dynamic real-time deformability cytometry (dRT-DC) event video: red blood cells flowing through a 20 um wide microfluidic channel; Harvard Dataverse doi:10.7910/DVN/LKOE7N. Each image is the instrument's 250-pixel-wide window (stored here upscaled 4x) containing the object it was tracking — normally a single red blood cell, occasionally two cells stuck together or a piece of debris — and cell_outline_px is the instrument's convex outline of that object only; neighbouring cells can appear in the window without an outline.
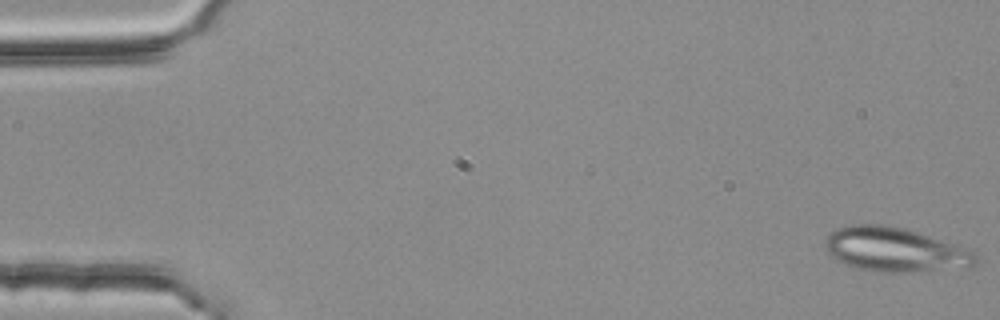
{"species": "common noctule bat (a hibernating species)", "species_latin": "Nyctalus noctula", "temperature_condition": "room temperature", "stored_images_in_passage": 5, "camera_frame_rate_fps": 3000, "um_per_image_px": 0.085, "animal": {"sex": "female", "body_mass_g": 25.1}, "frame": {"image": 1, "passage_image": 1, "time_ms": 0.0, "image_size_px": [1000, 320], "cell_outline_px": [[980, 260], [976, 264], [968, 268], [904, 272], [880, 272], [860, 268], [836, 260], [828, 252], [824, 244], [824, 240], [836, 228], [848, 224], [888, 224], [904, 228], [976, 252], [980, 256]], "centroid_in_image_um": [76.09, 21.22], "position_along_channel_um": 8.9, "area_um2": 38.78}}